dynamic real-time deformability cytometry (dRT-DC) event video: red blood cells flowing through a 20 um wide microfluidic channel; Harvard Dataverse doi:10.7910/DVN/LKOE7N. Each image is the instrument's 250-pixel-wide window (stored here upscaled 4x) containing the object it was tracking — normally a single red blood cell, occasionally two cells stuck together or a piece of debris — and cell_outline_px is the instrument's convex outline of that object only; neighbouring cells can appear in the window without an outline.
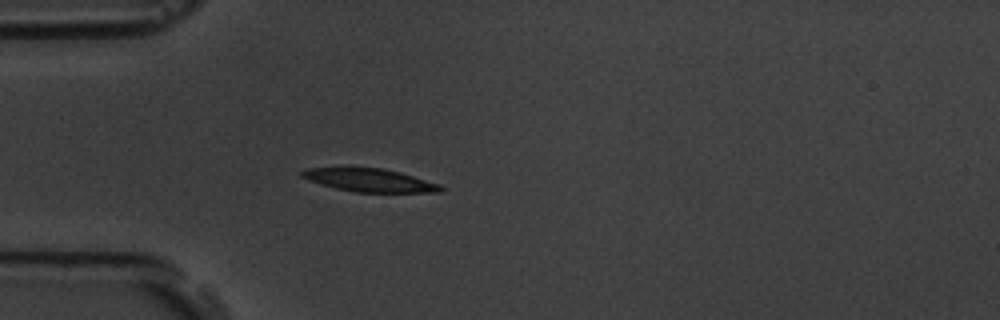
{"species": "common noctule bat (a hibernating species)", "species_latin": "Nyctalus noctula", "temperature_condition": "room temperature", "stored_images_in_passage": 4, "camera_frame_rate_fps": 3000, "um_per_image_px": 0.085, "animal": {"sex": "male", "body_mass_g": 19.5, "forearm_length_mm": 54.6}, "frame": {"image": 1, "passage_image": 4, "time_ms": 3.667, "image_size_px": [1000, 320], "cell_outline_px": [[444, 188], [440, 192], [356, 192], [336, 188], [320, 184], [308, 180], [300, 176], [300, 172], [308, 168], [348, 164], [384, 168], [400, 172], [440, 184]], "centroid_in_image_um": [31.31, 15.25], "position_along_channel_um": 53.7, "area_um2": 19.59}}